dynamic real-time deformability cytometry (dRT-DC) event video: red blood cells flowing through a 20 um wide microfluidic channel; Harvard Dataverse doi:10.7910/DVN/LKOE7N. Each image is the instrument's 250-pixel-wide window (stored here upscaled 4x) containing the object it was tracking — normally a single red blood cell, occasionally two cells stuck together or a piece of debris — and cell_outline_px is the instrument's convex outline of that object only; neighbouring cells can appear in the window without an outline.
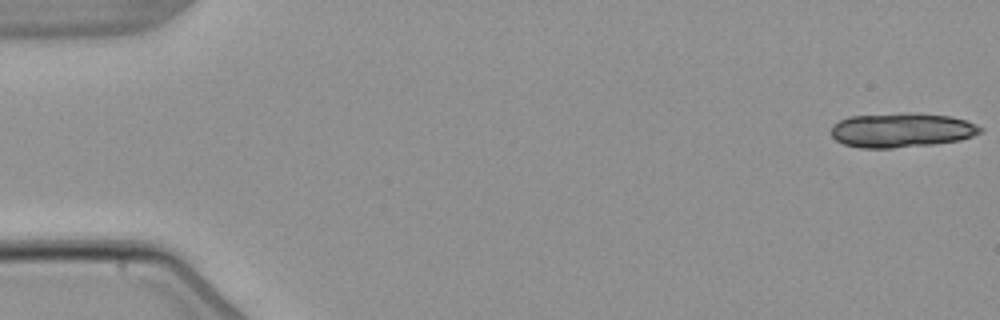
{"species": "common noctule bat (a hibernating species)", "species_latin": "Nyctalus noctula", "temperature_condition": "warm", "stored_images_in_passage": 4, "camera_frame_rate_fps": 3000, "um_per_image_px": 0.085, "animal": {"sex": "male", "body_mass_g": 21.5, "forearm_length_mm": 52.0}, "frame": {"image": 1, "passage_image": 1, "time_ms": 0.0, "image_size_px": [1000, 320], "cell_outline_px": [[984, 128], [980, 132], [972, 136], [960, 140], [932, 144], [892, 148], [860, 148], [844, 144], [836, 140], [832, 136], [832, 124], [848, 116], [900, 112], [912, 112], [948, 116], [964, 120], [976, 124]], "centroid_in_image_um": [76.6, 11.05], "position_along_channel_um": 8.4, "area_um2": 30.11}}